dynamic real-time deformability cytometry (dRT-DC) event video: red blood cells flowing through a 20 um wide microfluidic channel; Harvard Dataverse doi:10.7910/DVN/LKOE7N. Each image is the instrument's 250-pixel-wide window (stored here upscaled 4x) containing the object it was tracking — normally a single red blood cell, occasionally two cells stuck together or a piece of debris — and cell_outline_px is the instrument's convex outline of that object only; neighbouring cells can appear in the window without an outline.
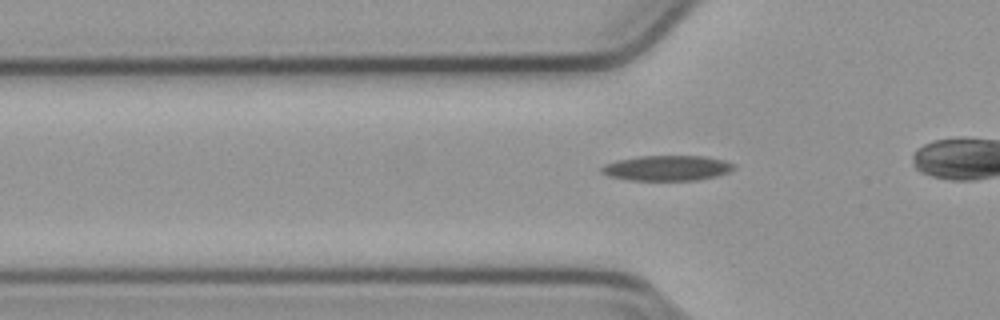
{"species": "common noctule bat (a hibernating species)", "species_latin": "Nyctalus noctula", "temperature_condition": "cold", "stored_images_in_passage": 37, "camera_frame_rate_fps": 3000, "um_per_image_px": 0.085, "animal": {"sex": "male", "body_mass_g": 23.1, "forearm_length_mm": 52.7}, "frame": {"image": 1, "passage_image": 12, "time_ms": 3.667, "image_size_px": [1000, 320], "cell_outline_px": [[736, 168], [732, 172], [700, 180], [628, 180], [608, 176], [600, 172], [600, 168], [604, 164], [616, 160], [640, 156], [704, 156], [724, 160], [732, 164]], "centroid_in_image_um": [56.69, 14.29], "position_along_channel_um": 69.1, "area_um2": 19.65}}
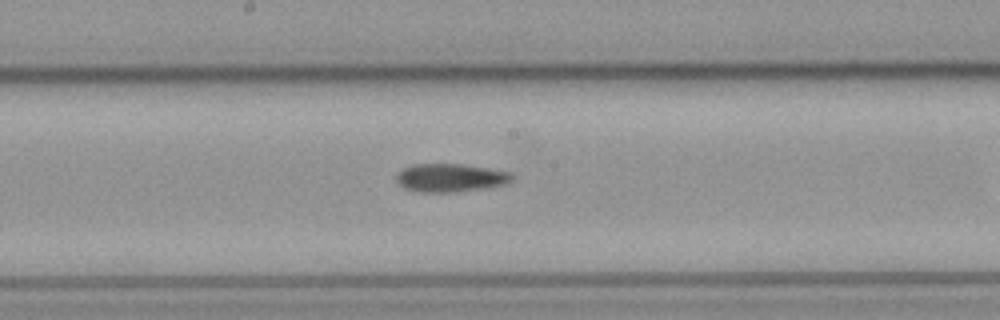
{"frame": {"image": 2, "passage_image": 23, "time_ms": 7.333, "image_size_px": [1000, 320], "cell_outline_px": [[516, 176], [508, 184], [484, 188], [452, 192], [420, 192], [404, 188], [396, 180], [396, 176], [404, 168], [412, 164], [460, 164], [488, 168], [512, 172]], "centroid_in_image_um": [38.34, 15.11], "position_along_channel_um": 209.9, "area_um2": 19.07}}
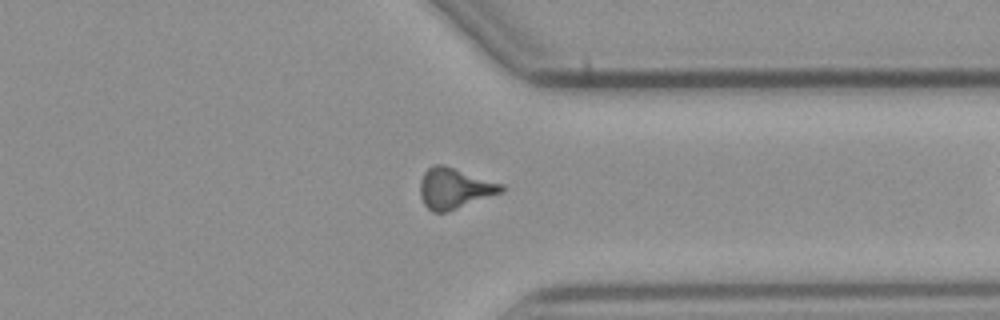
{"frame": {"image": 3, "passage_image": 36, "time_ms": 11.667, "image_size_px": [1000, 320], "cell_outline_px": [[508, 188], [504, 192], [444, 212], [432, 212], [424, 204], [420, 196], [420, 180], [424, 172], [432, 164], [444, 164], [504, 184]], "centroid_in_image_um": [38.65, 15.98], "position_along_channel_um": 372.7, "area_um2": 19.42}}